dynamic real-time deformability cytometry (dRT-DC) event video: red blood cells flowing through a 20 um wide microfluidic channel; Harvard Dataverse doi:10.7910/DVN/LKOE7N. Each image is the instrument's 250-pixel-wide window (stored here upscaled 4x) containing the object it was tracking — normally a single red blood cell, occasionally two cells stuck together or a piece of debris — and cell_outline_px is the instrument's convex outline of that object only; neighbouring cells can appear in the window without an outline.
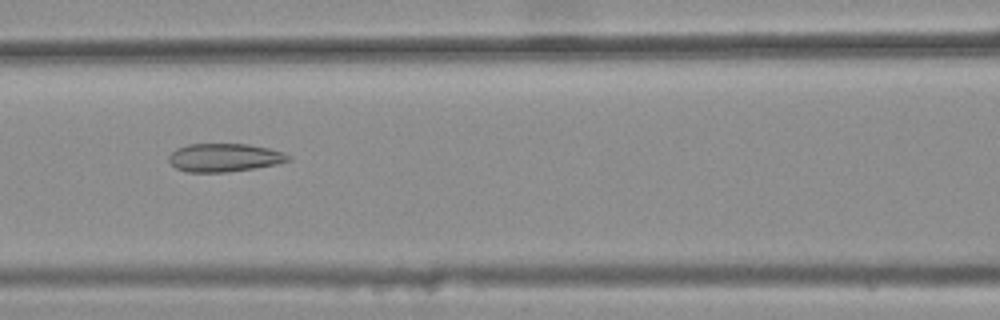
{"species": "common noctule bat (a hibernating species)", "species_latin": "Nyctalus noctula", "temperature_condition": "warm", "stored_images_in_passage": 42, "camera_frame_rate_fps": 3000, "um_per_image_px": 0.085, "animal": {"sex": "female", "body_mass_g": 25.1}, "frame": {"image": 1, "passage_image": 18, "time_ms": 5.667, "image_size_px": [1000, 320], "cell_outline_px": [[292, 156], [288, 160], [276, 164], [228, 172], [188, 172], [176, 168], [168, 160], [168, 156], [176, 148], [188, 144], [248, 144], [268, 148], [284, 152]], "centroid_in_image_um": [19.05, 13.39], "position_along_channel_um": 147.5, "area_um2": 19.59}}
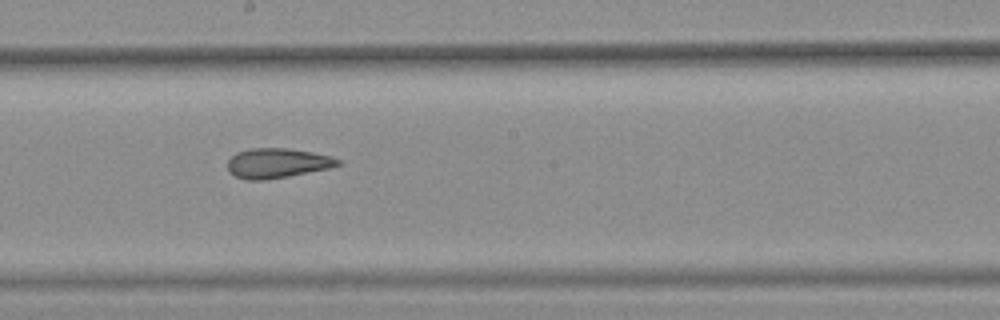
{"frame": {"image": 2, "passage_image": 24, "time_ms": 7.667, "image_size_px": [1000, 320], "cell_outline_px": [[344, 164], [328, 168], [288, 176], [264, 180], [244, 180], [228, 172], [228, 160], [236, 152], [252, 148], [288, 148], [312, 152], [332, 156], [344, 160]], "centroid_in_image_um": [23.6, 13.86], "position_along_channel_um": 224.6, "area_um2": 19.31}}
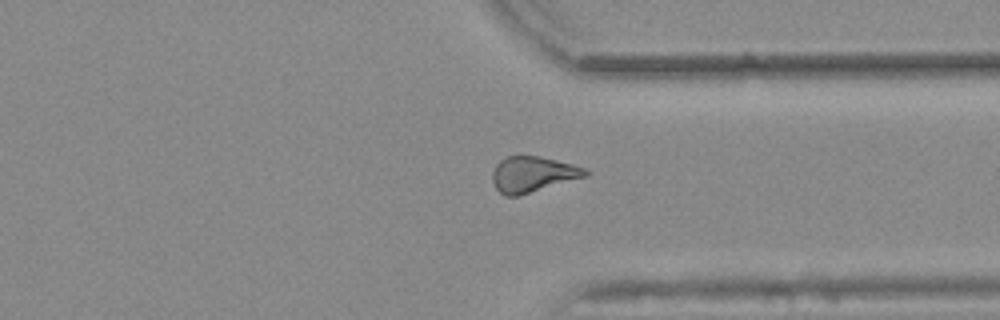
{"frame": {"image": 3, "passage_image": 35, "time_ms": 11.333, "image_size_px": [1000, 320], "cell_outline_px": [[592, 172], [588, 176], [520, 196], [504, 196], [496, 188], [492, 180], [492, 172], [496, 164], [500, 160], [508, 156], [540, 156], [572, 164], [584, 168]], "centroid_in_image_um": [45.3, 14.83], "position_along_channel_um": 366.1, "area_um2": 19.54}, "authors_computed_cell_mechanics": {"area_um2": 19.5942, "velocity_mm_per_s": 3.8608, "shape_relaxation_time_tau1_ms": null, "shape_relaxation_time_tau2_ms": 3.0759, "deformation_change_tau1": null, "deformation_change_tau2": 0.1258}}